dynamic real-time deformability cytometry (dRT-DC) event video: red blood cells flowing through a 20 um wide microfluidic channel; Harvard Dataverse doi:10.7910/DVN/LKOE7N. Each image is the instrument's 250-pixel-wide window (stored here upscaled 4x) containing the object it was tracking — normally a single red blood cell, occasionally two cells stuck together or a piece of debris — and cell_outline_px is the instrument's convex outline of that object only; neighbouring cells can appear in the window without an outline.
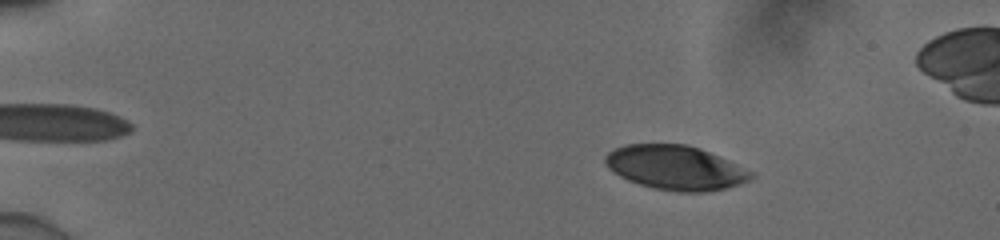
{"species": "human", "species_latin": "Homo sapiens", "temperature_condition": "cold", "stored_images_in_passage": 10, "camera_frame_rate_fps": 3000, "um_per_image_px": 0.085, "donor": {"sex": "male"}, "frame": {"image": 1, "passage_image": 3, "time_ms": 0.667, "image_size_px": [1000, 240], "cell_outline_px": [[756, 176], [740, 184], [724, 188], [704, 192], [676, 192], [652, 188], [628, 180], [620, 176], [608, 168], [604, 160], [604, 156], [612, 148], [624, 144], [688, 144], [700, 148], [728, 160], [752, 172]], "centroid_in_image_um": [57.38, 14.24], "position_along_channel_um": 27.6, "area_um2": 37.74}}
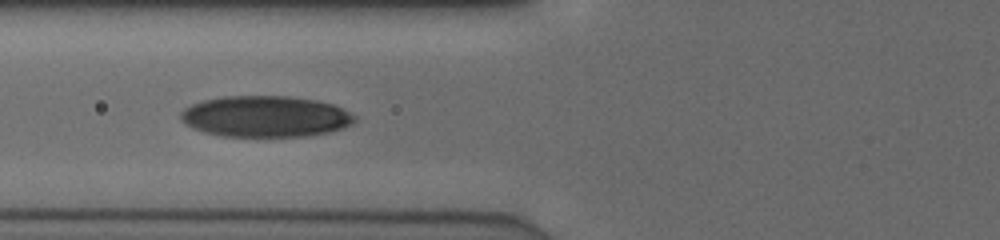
{"frame": {"image": 2, "passage_image": 8, "time_ms": 2.333, "image_size_px": [1000, 240], "cell_outline_px": [[356, 120], [352, 124], [328, 132], [312, 136], [220, 136], [204, 132], [192, 128], [180, 120], [180, 112], [184, 108], [192, 104], [204, 100], [224, 96], [288, 96], [316, 100], [332, 104], [356, 116]], "centroid_in_image_um": [22.53, 9.9], "position_along_channel_um": 103.3, "area_um2": 41.73}}
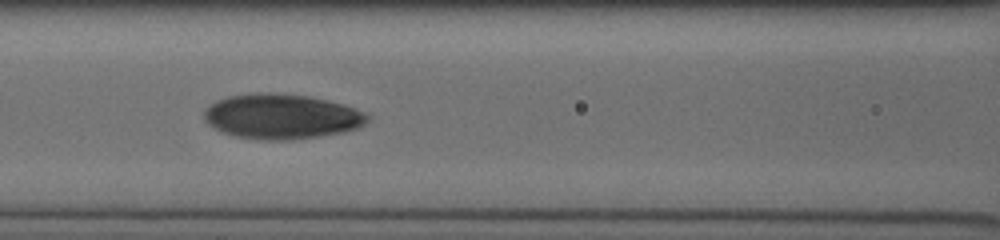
{"frame": {"image": 3, "passage_image": 9, "time_ms": 2.667, "image_size_px": [1000, 240], "cell_outline_px": [[368, 120], [364, 124], [356, 128], [340, 132], [320, 136], [288, 140], [264, 140], [236, 136], [220, 132], [208, 124], [204, 120], [204, 108], [216, 100], [228, 96], [256, 92], [268, 92], [308, 96], [340, 104], [364, 112], [368, 116]], "centroid_in_image_um": [23.84, 9.9], "position_along_channel_um": 142.8, "area_um2": 42.6}}